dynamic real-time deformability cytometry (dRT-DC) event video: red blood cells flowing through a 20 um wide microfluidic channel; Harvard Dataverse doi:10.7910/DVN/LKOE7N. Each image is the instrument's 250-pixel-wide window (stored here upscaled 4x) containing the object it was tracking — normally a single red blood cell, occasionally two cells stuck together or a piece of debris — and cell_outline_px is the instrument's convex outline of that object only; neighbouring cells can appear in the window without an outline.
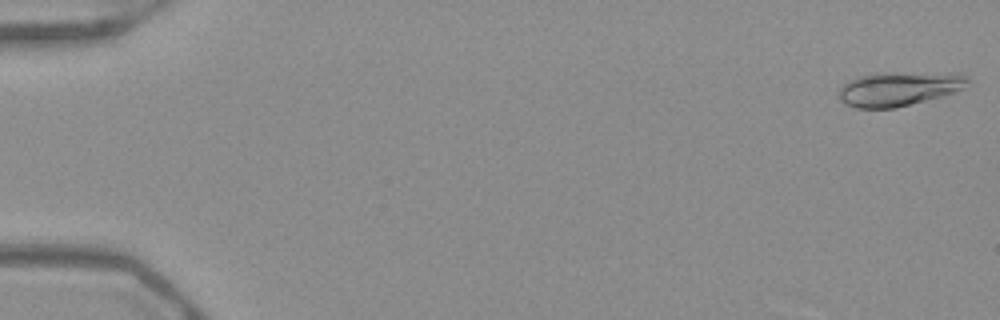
{"species": "Egyptian fruit bat (a non-hibernating species)", "species_latin": "Rousettus aegyptiacus", "temperature_condition": "warm", "stored_images_in_passage": 52, "camera_frame_rate_fps": 3000, "um_per_image_px": 0.085, "frame": {"image": 1, "passage_image": 1, "time_ms": 0.0, "image_size_px": [1000, 320], "cell_outline_px": [[972, 80], [960, 88], [952, 92], [940, 96], [896, 108], [856, 108], [844, 104], [836, 96], [840, 88], [848, 80], [856, 76], [876, 72], [960, 72], [968, 76]], "centroid_in_image_um": [76.37, 7.51], "position_along_channel_um": 8.6, "area_um2": 26.3}}
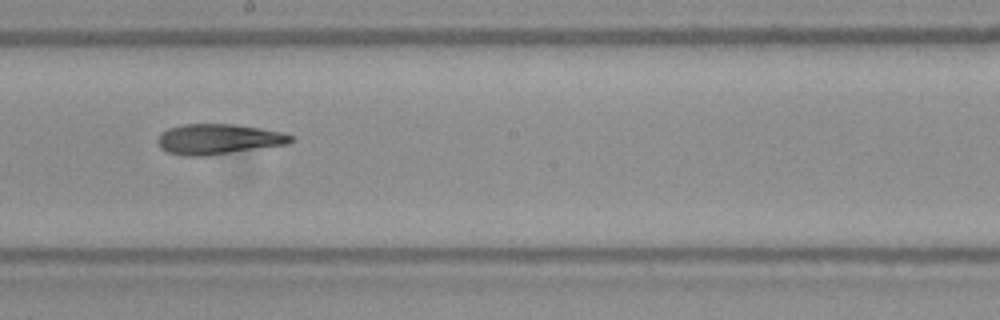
{"frame": {"image": 2, "passage_image": 30, "time_ms": 9.667, "image_size_px": [1000, 320], "cell_outline_px": [[296, 140], [288, 144], [208, 156], [184, 156], [168, 152], [160, 148], [156, 144], [156, 140], [160, 132], [168, 128], [184, 124], [236, 124], [284, 132], [296, 136]], "centroid_in_image_um": [18.58, 11.83], "position_along_channel_um": 229.6, "area_um2": 24.04}}
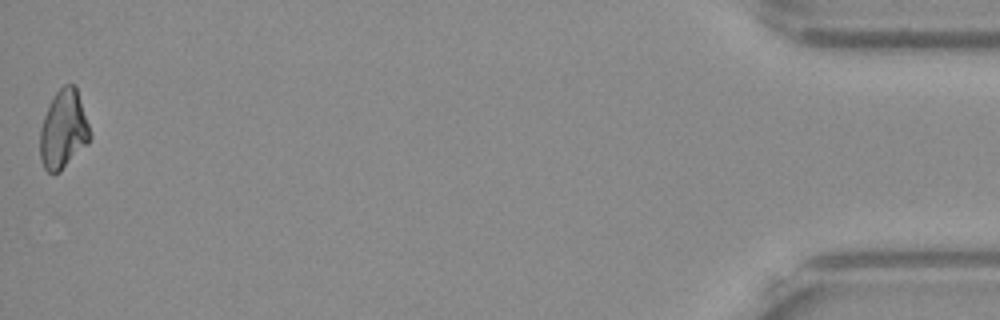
{"frame": {"image": 3, "passage_image": 52, "time_ms": 17.0, "image_size_px": [1000, 320], "cell_outline_px": [[92, 136], [88, 144], [60, 172], [48, 172], [44, 168], [40, 160], [40, 128], [44, 116], [56, 92], [64, 84], [76, 84], [92, 132]], "centroid_in_image_um": [5.42, 11.01], "position_along_channel_um": 429.8, "area_um2": 23.18}, "authors_computed_cell_mechanics": {"area_um2": 23.8136, "velocity_mm_per_s": 3.9463, "shape_relaxation_time_tau1_ms": null, "shape_relaxation_time_tau2_ms": 5.7333, "deformation_change_tau1": null, "deformation_change_tau2": 0.1253}}